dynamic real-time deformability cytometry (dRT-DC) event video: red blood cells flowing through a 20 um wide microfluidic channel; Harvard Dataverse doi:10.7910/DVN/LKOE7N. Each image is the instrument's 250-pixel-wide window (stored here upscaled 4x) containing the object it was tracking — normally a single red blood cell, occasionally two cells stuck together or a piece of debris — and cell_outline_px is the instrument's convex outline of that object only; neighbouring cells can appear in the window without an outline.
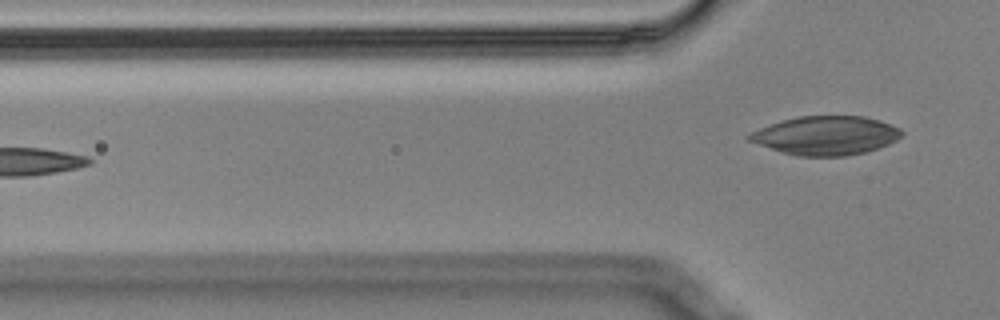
{"species": "Egyptian fruit bat (a non-hibernating species)", "species_latin": "Rousettus aegyptiacus", "temperature_condition": "cold", "stored_images_in_passage": 5, "camera_frame_rate_fps": 3000, "um_per_image_px": 0.085, "animal": {"sex": "male"}, "frame": {"image": 1, "passage_image": 5, "time_ms": 1.333, "image_size_px": [1000, 320], "cell_outline_px": [[904, 132], [896, 140], [888, 144], [864, 152], [848, 156], [796, 156], [780, 152], [748, 140], [748, 136], [752, 132], [760, 128], [784, 120], [800, 116], [864, 116], [880, 120], [900, 128]], "centroid_in_image_um": [70.22, 11.52], "position_along_channel_um": 55.6, "area_um2": 34.22}}